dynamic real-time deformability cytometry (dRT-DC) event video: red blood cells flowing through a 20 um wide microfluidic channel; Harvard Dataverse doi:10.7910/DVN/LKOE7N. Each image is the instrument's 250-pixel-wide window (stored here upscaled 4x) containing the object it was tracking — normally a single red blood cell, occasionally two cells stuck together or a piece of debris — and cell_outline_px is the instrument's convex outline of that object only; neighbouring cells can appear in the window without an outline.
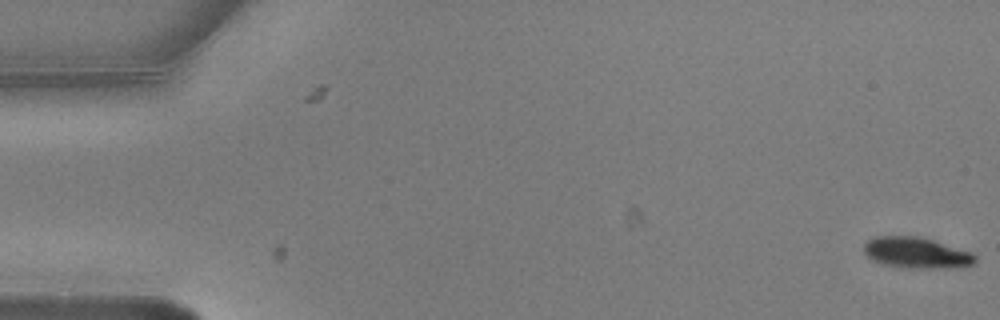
{"species": "common noctule bat (a hibernating species)", "species_latin": "Nyctalus noctula", "temperature_condition": "warm", "stored_images_in_passage": 2, "camera_frame_rate_fps": 3000, "um_per_image_px": 0.085, "animal": {"sex": "male", "body_mass_g": 20.5, "forearm_length_mm": 52.5}, "frame": {"image": 1, "passage_image": 2, "time_ms": 0.333, "image_size_px": [1000, 320], "cell_outline_px": [[976, 264], [960, 268], [920, 268], [884, 264], [872, 260], [864, 252], [864, 244], [872, 236], [916, 236], [932, 240], [972, 252], [976, 256]], "centroid_in_image_um": [77.94, 21.49], "position_along_channel_um": 7.1, "area_um2": 20.06}}